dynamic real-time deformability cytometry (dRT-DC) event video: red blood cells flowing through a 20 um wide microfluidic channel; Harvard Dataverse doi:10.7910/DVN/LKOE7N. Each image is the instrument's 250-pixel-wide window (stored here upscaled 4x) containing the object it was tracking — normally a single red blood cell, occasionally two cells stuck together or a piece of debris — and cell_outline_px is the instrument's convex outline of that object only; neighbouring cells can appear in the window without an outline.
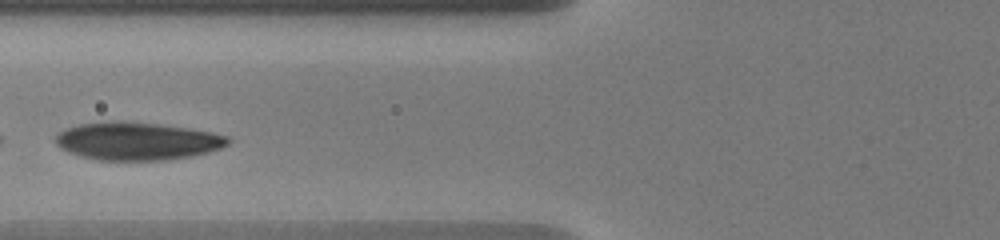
{"species": "human", "species_latin": "Homo sapiens", "temperature_condition": "warm", "stored_images_in_passage": 8, "camera_frame_rate_fps": 3000, "um_per_image_px": 0.085, "donor": {"sex": "male"}, "frame": {"image": 1, "passage_image": 4, "time_ms": 3.0, "image_size_px": [1000, 240], "cell_outline_px": [[232, 140], [228, 144], [220, 148], [208, 152], [192, 156], [168, 160], [96, 160], [68, 152], [60, 148], [56, 144], [56, 136], [60, 132], [68, 128], [80, 124], [160, 124], [188, 128], [212, 132], [228, 136]], "centroid_in_image_um": [11.73, 12.04], "position_along_channel_um": 114.1, "area_um2": 36.93}}
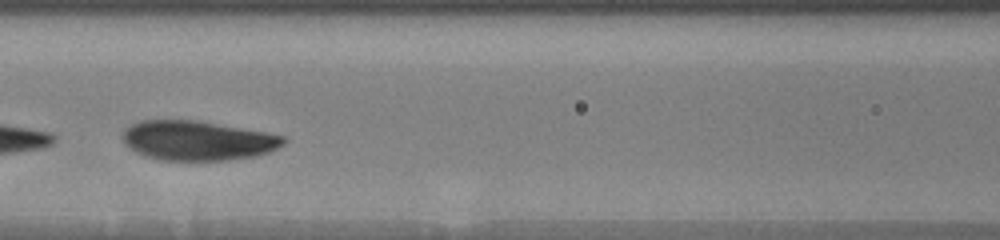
{"frame": {"image": 2, "passage_image": 5, "time_ms": 4.0, "image_size_px": [1000, 240], "cell_outline_px": [[284, 144], [268, 152], [252, 156], [228, 160], [160, 160], [144, 156], [128, 148], [124, 144], [120, 136], [124, 128], [140, 120], [196, 120], [264, 132], [284, 136]], "centroid_in_image_um": [16.69, 11.94], "position_along_channel_um": 149.9, "area_um2": 37.05}}
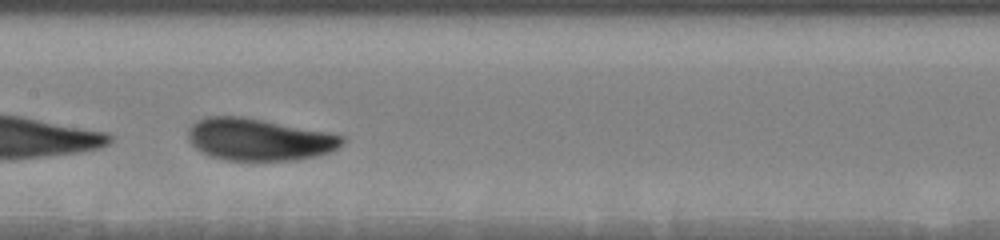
{"frame": {"image": 3, "passage_image": 6, "time_ms": 5.0, "image_size_px": [1000, 240], "cell_outline_px": [[344, 140], [336, 148], [328, 152], [316, 156], [296, 160], [224, 160], [200, 152], [188, 140], [188, 128], [196, 120], [204, 116], [240, 116], [264, 120], [344, 136]], "centroid_in_image_um": [21.93, 11.85], "position_along_channel_um": 185.5, "area_um2": 37.51}}